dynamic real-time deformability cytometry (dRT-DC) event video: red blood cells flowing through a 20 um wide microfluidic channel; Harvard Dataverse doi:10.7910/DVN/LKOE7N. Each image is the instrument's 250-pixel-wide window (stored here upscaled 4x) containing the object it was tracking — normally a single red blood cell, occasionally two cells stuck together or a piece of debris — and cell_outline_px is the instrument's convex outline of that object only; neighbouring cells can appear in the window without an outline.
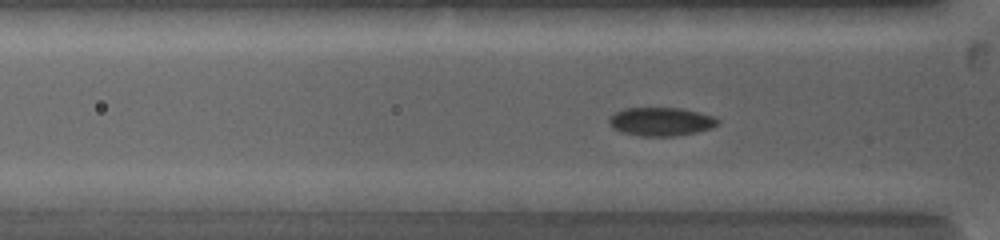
{"species": "common noctule bat (a hibernating species)", "species_latin": "Nyctalus noctula", "temperature_condition": "warm", "stored_images_in_passage": 109, "camera_frame_rate_fps": 5000, "um_per_image_px": 0.085, "animal": {"sex": "female", "body_mass_g": 19.0, "forearm_length_mm": 53.3}, "frame": {"image": 1, "passage_image": 21, "time_ms": 2.8, "image_size_px": [1000, 240], "cell_outline_px": [[720, 120], [712, 128], [696, 132], [672, 136], [640, 136], [624, 132], [612, 128], [608, 120], [616, 112], [624, 108], [684, 108], [716, 116]], "centroid_in_image_um": [56.22, 10.32], "position_along_channel_um": 69.6, "area_um2": 18.03}}
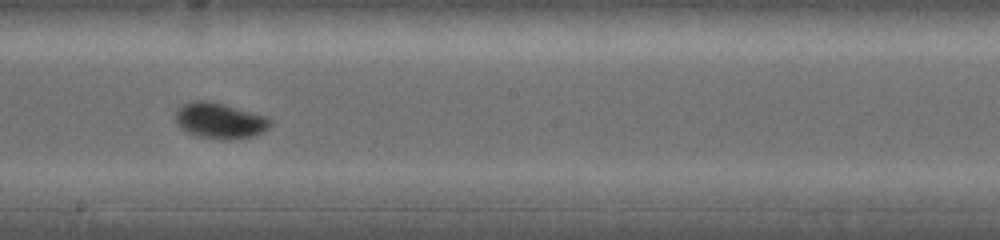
{"frame": {"image": 2, "passage_image": 50, "time_ms": 6.8, "image_size_px": [1000, 240], "cell_outline_px": [[272, 124], [264, 132], [256, 136], [228, 140], [224, 140], [200, 136], [188, 132], [176, 120], [176, 112], [180, 104], [192, 100], [212, 100], [268, 116], [272, 120]], "centroid_in_image_um": [18.75, 10.23], "position_along_channel_um": 229.4, "area_um2": 20.06}}
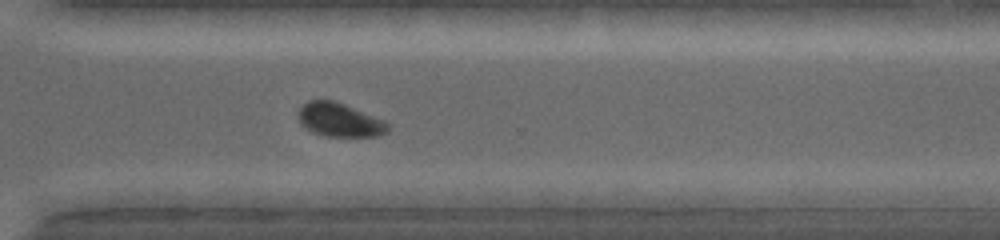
{"frame": {"image": 3, "passage_image": 70, "time_ms": 9.6, "image_size_px": [1000, 240], "cell_outline_px": [[392, 128], [388, 132], [376, 136], [324, 136], [312, 132], [300, 124], [296, 116], [296, 112], [308, 100], [336, 100], [384, 120]], "centroid_in_image_um": [28.84, 10.18], "position_along_channel_um": 341.8, "area_um2": 17.92}, "authors_computed_cell_mechanics": {"area_um2": 17.918, "velocity_mm_per_s": 4.0062, "shape_relaxation_time_tau1_ms": 2.5099, "shape_relaxation_time_tau2_ms": null, "deformation_change_tau1": 0.1083, "deformation_change_tau2": null}}